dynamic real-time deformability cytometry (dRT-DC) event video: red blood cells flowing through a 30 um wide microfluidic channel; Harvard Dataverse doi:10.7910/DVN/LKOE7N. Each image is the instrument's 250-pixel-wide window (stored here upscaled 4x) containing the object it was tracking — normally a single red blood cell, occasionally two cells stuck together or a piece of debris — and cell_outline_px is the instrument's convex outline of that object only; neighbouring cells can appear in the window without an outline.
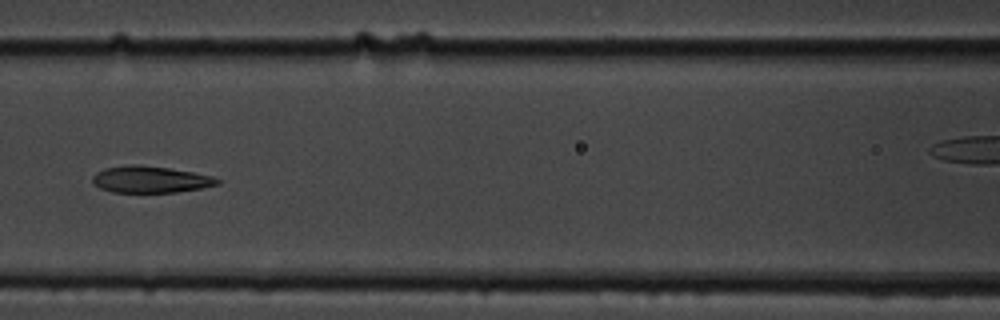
{"species": "common noctule bat (a hibernating species)", "species_latin": "Nyctalus noctula", "temperature_condition": "cold", "stored_images_in_passage": 9, "camera_frame_rate_fps": 3000, "um_per_image_px": 0.085, "animal": {"sex": "male", "body_mass_g": 19.5, "forearm_length_mm": 54.6}, "frame": {"image": 1, "passage_image": 8, "time_ms": 8.0, "image_size_px": [1000, 320], "cell_outline_px": [[220, 184], [200, 188], [176, 192], [112, 192], [100, 188], [92, 184], [92, 176], [96, 172], [104, 168], [128, 164], [136, 164], [168, 168], [192, 172], [212, 176], [220, 180]], "centroid_in_image_um": [12.73, 15.25], "position_along_channel_um": 153.9, "area_um2": 19.42}}